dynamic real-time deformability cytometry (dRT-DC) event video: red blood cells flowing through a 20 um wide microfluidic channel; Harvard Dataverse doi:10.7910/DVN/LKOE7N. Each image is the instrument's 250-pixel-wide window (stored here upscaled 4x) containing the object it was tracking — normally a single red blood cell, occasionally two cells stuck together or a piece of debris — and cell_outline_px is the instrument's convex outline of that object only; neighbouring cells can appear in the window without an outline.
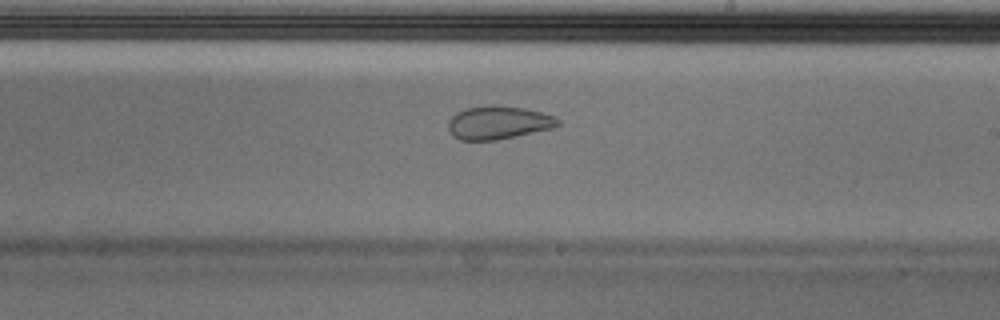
{"species": "Egyptian fruit bat (a non-hibernating species)", "species_latin": "Rousettus aegyptiacus", "temperature_condition": "cold", "stored_images_in_passage": 53, "camera_frame_rate_fps": 3000, "um_per_image_px": 0.085, "animal": {"sex": "male"}, "frame": {"image": 1, "passage_image": 31, "time_ms": 10.0, "image_size_px": [1000, 320], "cell_outline_px": [[560, 124], [552, 128], [516, 136], [496, 140], [460, 140], [452, 136], [448, 128], [448, 120], [456, 112], [468, 108], [488, 104], [492, 104], [524, 108], [556, 116], [560, 120]], "centroid_in_image_um": [42.34, 10.41], "position_along_channel_um": 246.7, "area_um2": 21.39}, "authors_computed_cell_mechanics": {"area_um2": 26.1256, "velocity_mm_per_s": 3.7061, "shape_relaxation_time_tau1_ms": null, "shape_relaxation_time_tau2_ms": 1.1386, "deformation_change_tau1": null, "deformation_change_tau2": 0.0652}}